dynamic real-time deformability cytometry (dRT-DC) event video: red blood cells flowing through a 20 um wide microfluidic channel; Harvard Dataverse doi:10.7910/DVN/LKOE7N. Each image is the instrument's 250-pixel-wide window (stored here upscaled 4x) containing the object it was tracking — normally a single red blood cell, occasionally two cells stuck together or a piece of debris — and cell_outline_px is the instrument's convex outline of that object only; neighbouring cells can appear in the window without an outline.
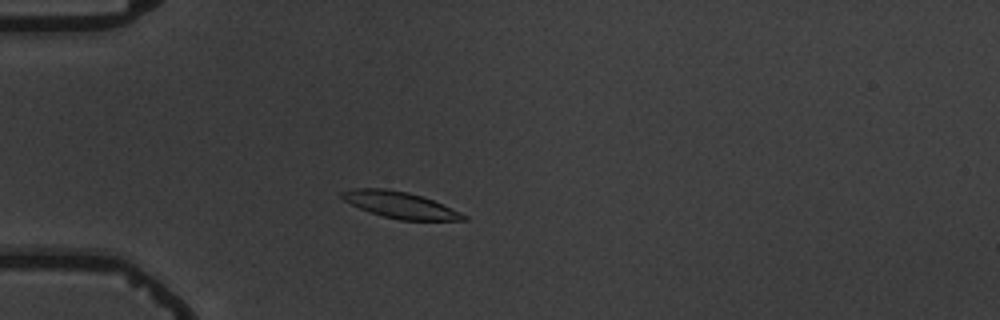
{"species": "common noctule bat (a hibernating species)", "species_latin": "Nyctalus noctula", "temperature_condition": "warm", "stored_images_in_passage": 4, "camera_frame_rate_fps": 3000, "um_per_image_px": 0.085, "animal": {"sex": "male", "body_mass_g": 19.5, "forearm_length_mm": 54.6}, "frame": {"image": 1, "passage_image": 4, "time_ms": 3.333, "image_size_px": [1000, 320], "cell_outline_px": [[468, 220], [400, 220], [384, 216], [360, 208], [344, 200], [340, 196], [340, 192], [352, 188], [384, 188], [408, 192], [432, 200], [460, 212], [468, 216]], "centroid_in_image_um": [34.0, 17.41], "position_along_channel_um": 51.0, "area_um2": 18.44}}